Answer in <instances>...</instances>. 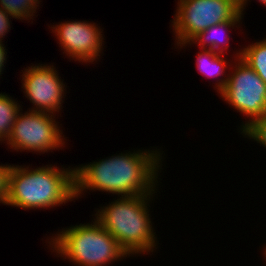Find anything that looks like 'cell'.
I'll return each instance as SVG.
<instances>
[{"mask_svg": "<svg viewBox=\"0 0 266 266\" xmlns=\"http://www.w3.org/2000/svg\"><path fill=\"white\" fill-rule=\"evenodd\" d=\"M159 150L121 152L98 162L74 167L75 198L87 190H99L119 197L155 195L163 159V152Z\"/></svg>", "mask_w": 266, "mask_h": 266, "instance_id": "cell-1", "label": "cell"}, {"mask_svg": "<svg viewBox=\"0 0 266 266\" xmlns=\"http://www.w3.org/2000/svg\"><path fill=\"white\" fill-rule=\"evenodd\" d=\"M12 165L4 205L22 209H49L75 199L74 167ZM64 203V204H63Z\"/></svg>", "mask_w": 266, "mask_h": 266, "instance_id": "cell-2", "label": "cell"}, {"mask_svg": "<svg viewBox=\"0 0 266 266\" xmlns=\"http://www.w3.org/2000/svg\"><path fill=\"white\" fill-rule=\"evenodd\" d=\"M153 197V195L120 196L109 205L96 210L94 219L117 240L129 256L145 255V253L148 255L157 249L156 232L152 228L148 209L150 207L148 203Z\"/></svg>", "mask_w": 266, "mask_h": 266, "instance_id": "cell-3", "label": "cell"}, {"mask_svg": "<svg viewBox=\"0 0 266 266\" xmlns=\"http://www.w3.org/2000/svg\"><path fill=\"white\" fill-rule=\"evenodd\" d=\"M93 222V223H92ZM62 229L47 239L52 252L75 266H109L129 255L95 219ZM108 264V265H107Z\"/></svg>", "mask_w": 266, "mask_h": 266, "instance_id": "cell-4", "label": "cell"}, {"mask_svg": "<svg viewBox=\"0 0 266 266\" xmlns=\"http://www.w3.org/2000/svg\"><path fill=\"white\" fill-rule=\"evenodd\" d=\"M235 55V62L230 61L233 63L230 70H234L228 71L227 84L219 94L222 100L249 119L240 125L243 132L266 113V83L240 59V49Z\"/></svg>", "mask_w": 266, "mask_h": 266, "instance_id": "cell-5", "label": "cell"}, {"mask_svg": "<svg viewBox=\"0 0 266 266\" xmlns=\"http://www.w3.org/2000/svg\"><path fill=\"white\" fill-rule=\"evenodd\" d=\"M172 20L175 43L190 42L210 26L225 21H241L236 0H178Z\"/></svg>", "mask_w": 266, "mask_h": 266, "instance_id": "cell-6", "label": "cell"}, {"mask_svg": "<svg viewBox=\"0 0 266 266\" xmlns=\"http://www.w3.org/2000/svg\"><path fill=\"white\" fill-rule=\"evenodd\" d=\"M54 114L38 111L19 112L7 140L8 148L33 153L53 152L65 147L66 140L60 129L59 122L55 121ZM63 135V136H62ZM64 137V138H63Z\"/></svg>", "mask_w": 266, "mask_h": 266, "instance_id": "cell-7", "label": "cell"}, {"mask_svg": "<svg viewBox=\"0 0 266 266\" xmlns=\"http://www.w3.org/2000/svg\"><path fill=\"white\" fill-rule=\"evenodd\" d=\"M22 73L21 82L24 96L34 106L29 110L46 112L56 116L63 107L66 87L63 83L64 80L58 76L55 66L42 63L40 65L35 64V66L26 67Z\"/></svg>", "mask_w": 266, "mask_h": 266, "instance_id": "cell-8", "label": "cell"}, {"mask_svg": "<svg viewBox=\"0 0 266 266\" xmlns=\"http://www.w3.org/2000/svg\"><path fill=\"white\" fill-rule=\"evenodd\" d=\"M58 43L71 61L84 63L97 62L103 50V34L98 24L88 21H65L51 26ZM99 56V57H98Z\"/></svg>", "mask_w": 266, "mask_h": 266, "instance_id": "cell-9", "label": "cell"}, {"mask_svg": "<svg viewBox=\"0 0 266 266\" xmlns=\"http://www.w3.org/2000/svg\"><path fill=\"white\" fill-rule=\"evenodd\" d=\"M224 56L225 53L224 54L218 53L211 49H201V51L198 52L196 58L197 70L201 74H203V76L206 77L207 79L208 78L209 79L213 78L214 80L217 79V81L215 82L216 83L215 90L217 89L216 91L218 92V94L224 89V87L227 84L229 76L228 74L226 75L228 67L227 65H229L230 67L232 66V63L229 64V60L227 62L225 60L227 58H225Z\"/></svg>", "mask_w": 266, "mask_h": 266, "instance_id": "cell-10", "label": "cell"}, {"mask_svg": "<svg viewBox=\"0 0 266 266\" xmlns=\"http://www.w3.org/2000/svg\"><path fill=\"white\" fill-rule=\"evenodd\" d=\"M241 21H225L213 26H210L205 31L200 32L197 36H195L190 42H185L182 44H178L177 46H180V49L183 47H186L192 44H197L201 49H211L218 53H227V50L229 48V38L230 35L224 36V38H220V33H229V30L231 28L234 29V27H239ZM238 24V25H237ZM186 45V46H185ZM226 51V52H224Z\"/></svg>", "mask_w": 266, "mask_h": 266, "instance_id": "cell-11", "label": "cell"}, {"mask_svg": "<svg viewBox=\"0 0 266 266\" xmlns=\"http://www.w3.org/2000/svg\"><path fill=\"white\" fill-rule=\"evenodd\" d=\"M18 101L8 94L0 93V141L7 142L11 135L13 124L22 110Z\"/></svg>", "mask_w": 266, "mask_h": 266, "instance_id": "cell-12", "label": "cell"}, {"mask_svg": "<svg viewBox=\"0 0 266 266\" xmlns=\"http://www.w3.org/2000/svg\"><path fill=\"white\" fill-rule=\"evenodd\" d=\"M240 59L266 83V38L241 48Z\"/></svg>", "mask_w": 266, "mask_h": 266, "instance_id": "cell-13", "label": "cell"}, {"mask_svg": "<svg viewBox=\"0 0 266 266\" xmlns=\"http://www.w3.org/2000/svg\"><path fill=\"white\" fill-rule=\"evenodd\" d=\"M40 0H0V7L8 12L12 18L19 20H33Z\"/></svg>", "mask_w": 266, "mask_h": 266, "instance_id": "cell-14", "label": "cell"}, {"mask_svg": "<svg viewBox=\"0 0 266 266\" xmlns=\"http://www.w3.org/2000/svg\"><path fill=\"white\" fill-rule=\"evenodd\" d=\"M241 134L248 139H253L260 146L266 148V113L259 119L255 120L250 126H248Z\"/></svg>", "mask_w": 266, "mask_h": 266, "instance_id": "cell-15", "label": "cell"}, {"mask_svg": "<svg viewBox=\"0 0 266 266\" xmlns=\"http://www.w3.org/2000/svg\"><path fill=\"white\" fill-rule=\"evenodd\" d=\"M12 165H0V203L4 204L8 192V176Z\"/></svg>", "mask_w": 266, "mask_h": 266, "instance_id": "cell-16", "label": "cell"}, {"mask_svg": "<svg viewBox=\"0 0 266 266\" xmlns=\"http://www.w3.org/2000/svg\"><path fill=\"white\" fill-rule=\"evenodd\" d=\"M12 16L0 7V41L3 40L6 34H8L11 28L9 20Z\"/></svg>", "mask_w": 266, "mask_h": 266, "instance_id": "cell-17", "label": "cell"}, {"mask_svg": "<svg viewBox=\"0 0 266 266\" xmlns=\"http://www.w3.org/2000/svg\"><path fill=\"white\" fill-rule=\"evenodd\" d=\"M3 42L4 41H0V76L3 74L2 72H3V70H4V68L3 67H5V63H6V59H7V57H6V55H7V52H6V48H5V46H4V44H3Z\"/></svg>", "mask_w": 266, "mask_h": 266, "instance_id": "cell-18", "label": "cell"}, {"mask_svg": "<svg viewBox=\"0 0 266 266\" xmlns=\"http://www.w3.org/2000/svg\"><path fill=\"white\" fill-rule=\"evenodd\" d=\"M247 1H249V0H236V2H237V6H238V9H239V11H240V13L242 14V15H244L243 14V12H244V7H246V5H247ZM261 4H264V6H266V0H258Z\"/></svg>", "mask_w": 266, "mask_h": 266, "instance_id": "cell-19", "label": "cell"}, {"mask_svg": "<svg viewBox=\"0 0 266 266\" xmlns=\"http://www.w3.org/2000/svg\"><path fill=\"white\" fill-rule=\"evenodd\" d=\"M264 250H265V251H264V257H266V247H265ZM265 260H266V258H265Z\"/></svg>", "mask_w": 266, "mask_h": 266, "instance_id": "cell-20", "label": "cell"}]
</instances>
